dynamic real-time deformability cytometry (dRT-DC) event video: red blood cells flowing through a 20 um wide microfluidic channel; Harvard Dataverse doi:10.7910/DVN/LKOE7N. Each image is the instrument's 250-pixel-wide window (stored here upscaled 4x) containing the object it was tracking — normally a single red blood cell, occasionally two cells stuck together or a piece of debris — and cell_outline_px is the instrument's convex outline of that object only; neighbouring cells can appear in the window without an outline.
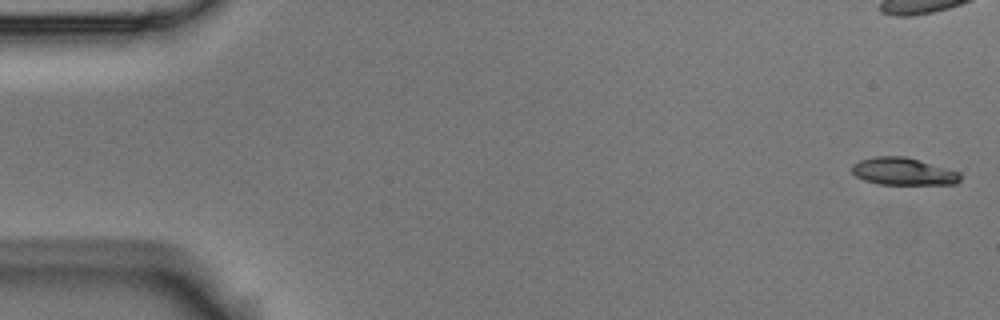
{"species": "Egyptian fruit bat (a non-hibernating species)", "species_latin": "Rousettus aegyptiacus", "temperature_condition": "room temperature", "stored_images_in_passage": 7, "camera_frame_rate_fps": 3000, "um_per_image_px": 0.085, "animal": {"sex": "male"}, "frame": {"image": 1, "passage_image": 1, "time_ms": 0.0, "image_size_px": [1000, 320], "cell_outline_px": [[960, 180], [956, 184], [880, 184], [864, 180], [856, 176], [852, 172], [852, 164], [860, 160], [876, 156], [904, 156], [920, 160], [948, 168], [960, 172]], "centroid_in_image_um": [76.78, 14.57], "position_along_channel_um": 8.2, "area_um2": 17.28}}
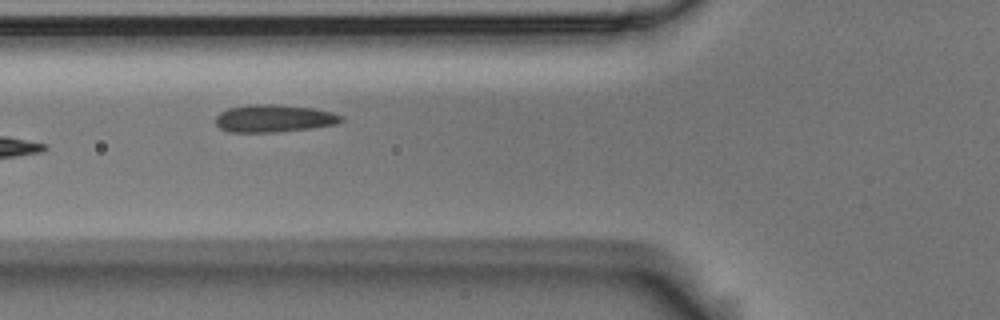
{"frame": {"image": 2, "passage_image": 6, "time_ms": 1.667, "image_size_px": [1000, 320], "cell_outline_px": [[344, 120], [336, 124], [280, 132], [228, 132], [220, 128], [216, 124], [216, 116], [220, 112], [228, 108], [248, 104], [276, 104], [312, 108], [332, 112], [344, 116]], "centroid_in_image_um": [23.27, 10.06], "position_along_channel_um": 102.5, "area_um2": 20.23}}
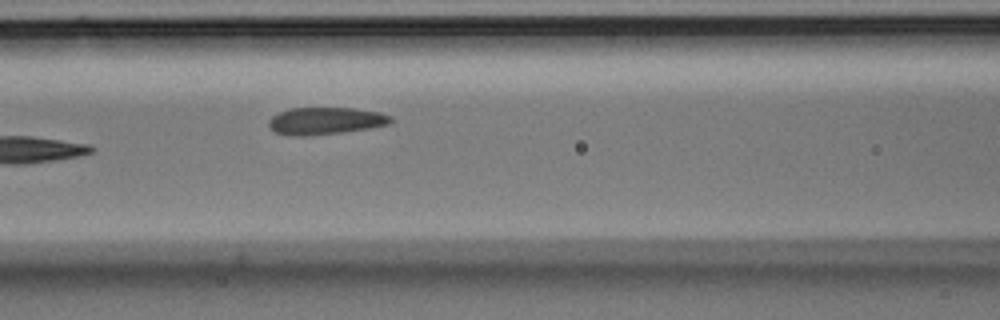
{"frame": {"image": 3, "passage_image": 7, "time_ms": 2.0, "image_size_px": [1000, 320], "cell_outline_px": [[392, 124], [344, 132], [304, 136], [288, 136], [276, 132], [268, 128], [268, 120], [272, 116], [288, 108], [352, 108], [380, 112], [392, 116]], "centroid_in_image_um": [27.65, 10.28], "position_along_channel_um": 139.0, "area_um2": 19.54}}